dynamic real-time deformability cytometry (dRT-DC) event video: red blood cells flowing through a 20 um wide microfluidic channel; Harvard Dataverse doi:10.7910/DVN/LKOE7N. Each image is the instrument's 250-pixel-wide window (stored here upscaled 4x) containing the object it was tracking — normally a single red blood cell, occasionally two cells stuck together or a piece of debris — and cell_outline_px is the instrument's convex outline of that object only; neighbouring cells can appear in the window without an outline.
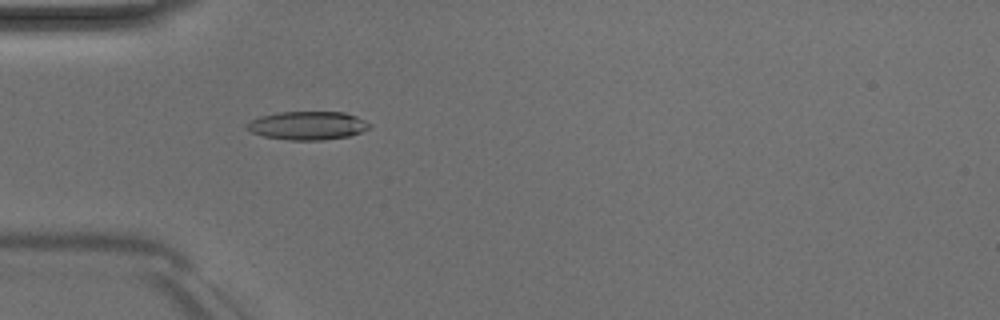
{"species": "Egyptian fruit bat (a non-hibernating species)", "species_latin": "Rousettus aegyptiacus", "temperature_condition": "room temperature", "stored_images_in_passage": 20, "camera_frame_rate_fps": 3000, "um_per_image_px": 0.085, "animal": {"sex": "male"}, "frame": {"image": 1, "passage_image": 3, "time_ms": 0.667, "image_size_px": [1000, 320], "cell_outline_px": [[372, 124], [368, 128], [360, 132], [348, 136], [324, 140], [288, 140], [264, 136], [252, 132], [244, 128], [252, 120], [260, 116], [276, 112], [344, 112], [356, 116]], "centroid_in_image_um": [26.14, 10.67], "position_along_channel_um": 58.9, "area_um2": 20.23}}